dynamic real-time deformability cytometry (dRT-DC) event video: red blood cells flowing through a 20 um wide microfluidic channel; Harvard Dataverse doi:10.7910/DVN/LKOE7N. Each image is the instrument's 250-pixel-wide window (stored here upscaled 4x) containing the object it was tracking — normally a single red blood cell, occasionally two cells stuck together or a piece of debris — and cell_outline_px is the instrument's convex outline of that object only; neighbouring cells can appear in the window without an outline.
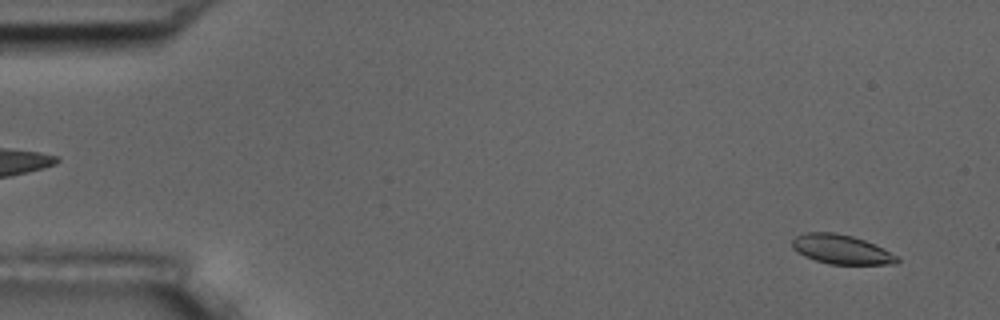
{"species": "common noctule bat (a hibernating species)", "species_latin": "Nyctalus noctula", "temperature_condition": "room temperature", "stored_images_in_passage": 3, "camera_frame_rate_fps": 3000, "um_per_image_px": 0.085, "animal": {"sex": "male", "body_mass_g": 17.5, "forearm_length_mm": 52.3}, "frame": {"image": 1, "passage_image": 3, "time_ms": 3.333, "image_size_px": [1000, 320], "cell_outline_px": [[900, 260], [896, 264], [828, 264], [804, 256], [796, 252], [792, 248], [792, 240], [796, 236], [804, 232], [836, 232], [852, 236], [864, 240], [884, 248], [900, 256]], "centroid_in_image_um": [71.53, 21.19], "position_along_channel_um": 13.5, "area_um2": 18.15}}